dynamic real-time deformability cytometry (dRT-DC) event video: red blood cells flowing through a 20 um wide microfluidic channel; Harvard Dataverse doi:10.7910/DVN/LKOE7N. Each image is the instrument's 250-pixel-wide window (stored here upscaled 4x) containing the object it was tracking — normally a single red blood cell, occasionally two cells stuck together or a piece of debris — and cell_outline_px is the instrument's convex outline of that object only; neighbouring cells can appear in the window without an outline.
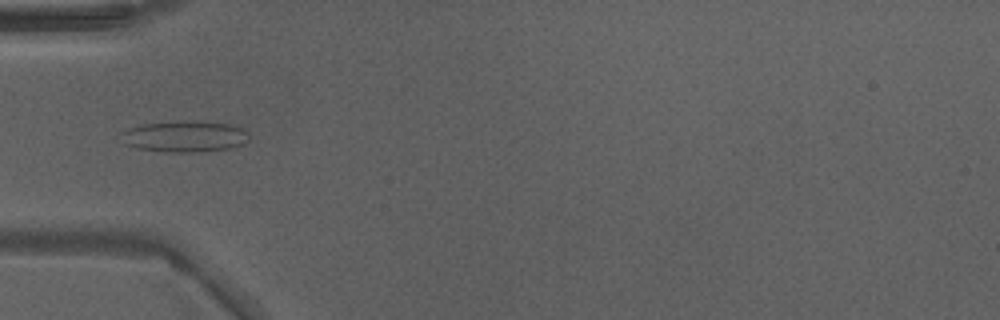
{"species": "Egyptian fruit bat (a non-hibernating species)", "species_latin": "Rousettus aegyptiacus", "temperature_condition": "warm", "stored_images_in_passage": 20, "camera_frame_rate_fps": 3000, "um_per_image_px": 0.085, "animal": {"sex": "male"}, "frame": {"image": 1, "passage_image": 15, "time_ms": 4.667, "image_size_px": [1000, 320], "cell_outline_px": [[248, 140], [244, 144], [228, 148], [200, 152], [172, 152], [136, 148], [124, 144], [120, 132], [128, 128], [140, 124], [228, 124], [244, 128], [248, 132]], "centroid_in_image_um": [15.68, 11.66], "position_along_channel_um": 69.3, "area_um2": 22.14}}